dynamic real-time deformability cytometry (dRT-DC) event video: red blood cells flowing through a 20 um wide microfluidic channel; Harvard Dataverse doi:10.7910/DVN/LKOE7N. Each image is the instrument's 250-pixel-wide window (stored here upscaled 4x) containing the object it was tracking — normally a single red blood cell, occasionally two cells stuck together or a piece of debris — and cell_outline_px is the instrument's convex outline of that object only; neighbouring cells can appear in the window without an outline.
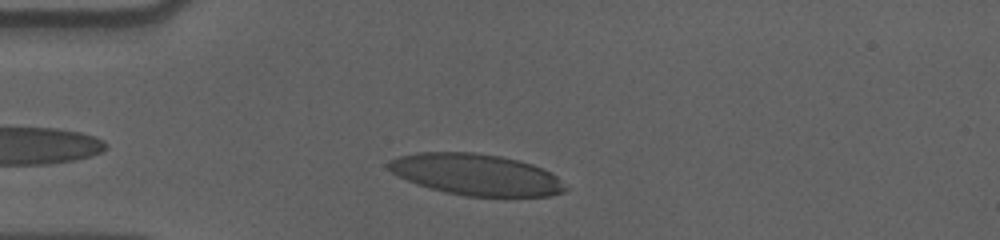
{"species": "human", "species_latin": "Homo sapiens", "temperature_condition": "cold", "stored_images_in_passage": 37, "camera_frame_rate_fps": 3000, "um_per_image_px": 0.085, "donor": {"sex": "male"}, "frame": {"image": 1, "passage_image": 5, "time_ms": 1.333, "image_size_px": [1000, 240], "cell_outline_px": [[568, 188], [564, 192], [552, 196], [464, 196], [444, 192], [416, 184], [392, 172], [384, 164], [388, 160], [400, 156], [416, 152], [472, 152], [500, 156], [520, 160], [544, 168], [556, 176]], "centroid_in_image_um": [40.47, 14.83], "position_along_channel_um": 44.5, "area_um2": 42.77}}
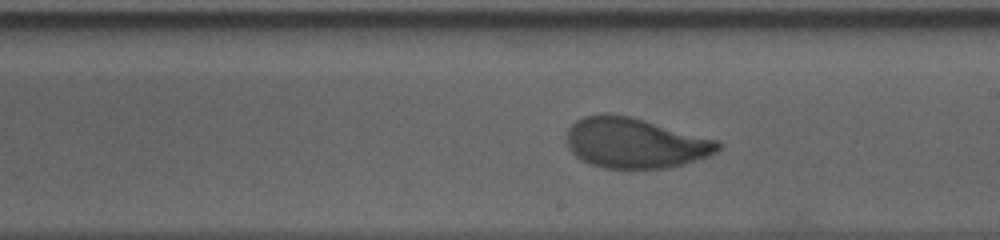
{"frame": {"image": 2, "passage_image": 23, "time_ms": 7.333, "image_size_px": [1000, 240], "cell_outline_px": [[724, 144], [716, 152], [708, 156], [684, 164], [668, 168], [604, 168], [592, 164], [576, 156], [568, 148], [568, 128], [576, 120], [584, 116], [632, 116], [720, 140]], "centroid_in_image_um": [54.06, 12.17], "position_along_channel_um": 234.9, "area_um2": 44.04}}
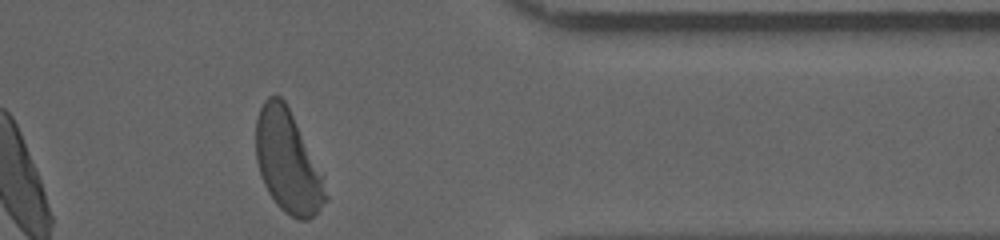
{"frame": {"image": 3, "passage_image": 37, "time_ms": 12.0, "image_size_px": [1000, 240], "cell_outline_px": [[328, 200], [308, 220], [300, 220], [284, 212], [276, 204], [268, 192], [260, 176], [256, 160], [256, 120], [260, 108], [264, 100], [268, 96], [280, 96], [284, 100], [292, 116], [320, 176], [328, 196]], "centroid_in_image_um": [24.39, 13.77], "position_along_channel_um": 387.0, "area_um2": 40.17}, "authors_computed_cell_mechanics": {"area_um2": 44.1592, "velocity_mm_per_s": 3.5644, "shape_relaxation_time_tau1_ms": 4.2402, "shape_relaxation_time_tau2_ms": null, "deformation_change_tau1": 0.1853, "deformation_change_tau2": null}}